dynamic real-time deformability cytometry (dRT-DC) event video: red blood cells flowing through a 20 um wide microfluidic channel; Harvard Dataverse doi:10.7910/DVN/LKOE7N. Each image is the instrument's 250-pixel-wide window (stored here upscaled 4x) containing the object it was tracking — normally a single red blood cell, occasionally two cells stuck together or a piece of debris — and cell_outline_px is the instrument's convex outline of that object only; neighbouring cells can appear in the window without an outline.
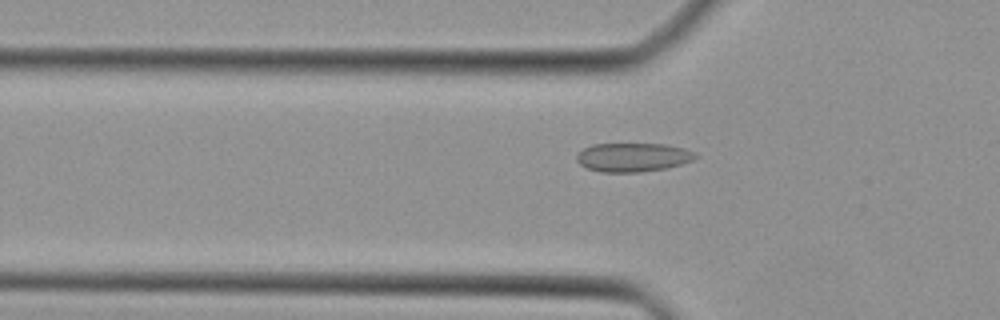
{"species": "Egyptian fruit bat (a non-hibernating species)", "species_latin": "Rousettus aegyptiacus", "temperature_condition": "cold", "stored_images_in_passage": 29, "camera_frame_rate_fps": 3000, "um_per_image_px": 0.085, "animal": {"sex": "female"}, "frame": {"image": 1, "passage_image": 3, "time_ms": 0.667, "image_size_px": [1000, 320], "cell_outline_px": [[700, 156], [692, 160], [680, 164], [664, 168], [640, 172], [600, 172], [588, 168], [580, 164], [576, 160], [576, 156], [584, 148], [592, 144], [664, 144], [684, 148], [696, 152]], "centroid_in_image_um": [53.81, 13.36], "position_along_channel_um": 72.0, "area_um2": 19.88}}
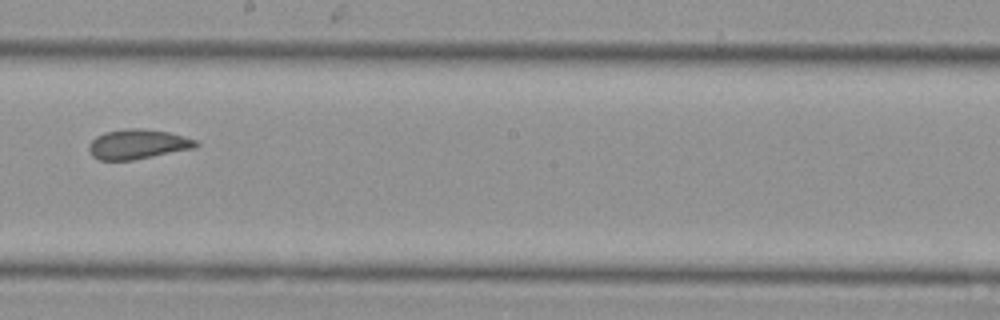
{"frame": {"image": 2, "passage_image": 14, "time_ms": 4.333, "image_size_px": [1000, 320], "cell_outline_px": [[200, 144], [196, 148], [132, 160], [100, 160], [92, 156], [88, 148], [88, 144], [96, 136], [104, 132], [124, 128], [144, 128], [168, 132], [184, 136], [196, 140]], "centroid_in_image_um": [11.71, 12.25], "position_along_channel_um": 236.5, "area_um2": 18.73}}
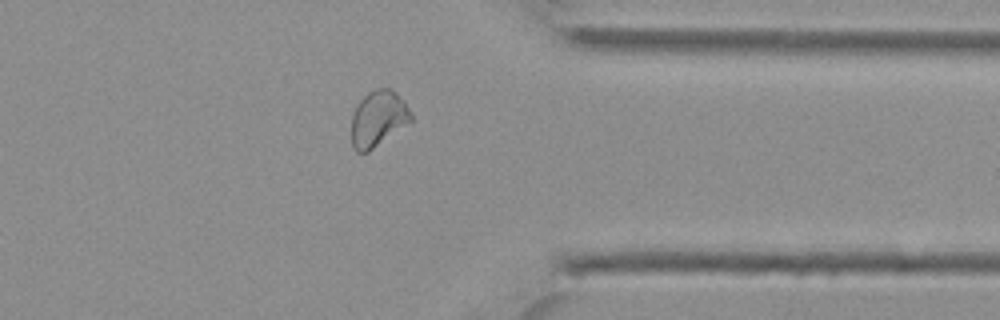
{"frame": {"image": 3, "passage_image": 24, "time_ms": 7.667, "image_size_px": [1000, 320], "cell_outline_px": [[412, 120], [368, 152], [356, 152], [352, 144], [352, 116], [360, 100], [368, 92], [376, 88], [392, 88], [404, 100], [412, 116]], "centroid_in_image_um": [32.14, 10.06], "position_along_channel_um": 379.3, "area_um2": 19.13}}